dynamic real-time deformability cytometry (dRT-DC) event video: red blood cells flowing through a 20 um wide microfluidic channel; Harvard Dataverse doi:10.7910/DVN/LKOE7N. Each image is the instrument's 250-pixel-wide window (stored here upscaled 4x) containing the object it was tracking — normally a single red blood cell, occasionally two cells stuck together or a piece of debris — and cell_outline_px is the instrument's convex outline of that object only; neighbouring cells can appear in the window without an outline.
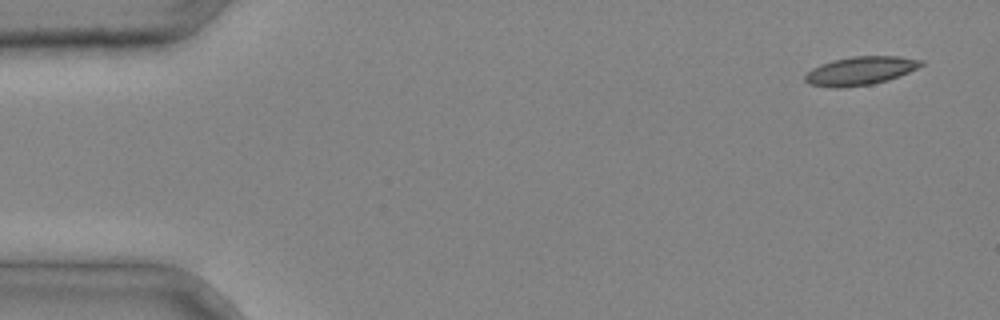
{"species": "common noctule bat (a hibernating species)", "species_latin": "Nyctalus noctula", "temperature_condition": "cold", "stored_images_in_passage": 4, "camera_frame_rate_fps": 3000, "um_per_image_px": 0.085, "animal": {"sex": "male", "body_mass_g": 20.4}, "frame": {"image": 1, "passage_image": 1, "time_ms": 0.0, "image_size_px": [1000, 320], "cell_outline_px": [[924, 64], [908, 72], [888, 80], [872, 84], [840, 88], [836, 88], [808, 84], [804, 80], [804, 76], [812, 68], [820, 64], [832, 60], [852, 56], [900, 56], [924, 60]], "centroid_in_image_um": [73.11, 6.01], "position_along_channel_um": 11.9, "area_um2": 19.31}}